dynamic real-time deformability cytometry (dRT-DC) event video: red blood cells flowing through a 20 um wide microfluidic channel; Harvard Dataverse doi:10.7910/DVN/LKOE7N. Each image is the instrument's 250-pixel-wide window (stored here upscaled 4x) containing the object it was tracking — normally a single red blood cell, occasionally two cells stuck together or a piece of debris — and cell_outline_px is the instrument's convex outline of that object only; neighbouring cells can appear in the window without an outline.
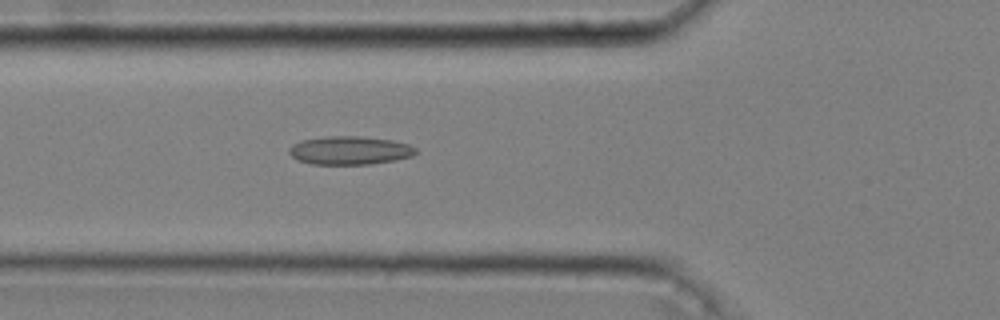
{"species": "common noctule bat (a hibernating species)", "species_latin": "Nyctalus noctula", "temperature_condition": "cold", "stored_images_in_passage": 51, "camera_frame_rate_fps": 3000, "um_per_image_px": 0.085, "animal": {"sex": "male", "body_mass_g": 20.4}, "frame": {"image": 1, "passage_image": 19, "time_ms": 6.0, "image_size_px": [1000, 320], "cell_outline_px": [[416, 152], [412, 156], [396, 160], [368, 164], [312, 164], [296, 160], [288, 152], [288, 148], [292, 144], [300, 140], [328, 136], [360, 136], [392, 140], [408, 144], [416, 148]], "centroid_in_image_um": [29.69, 12.78], "position_along_channel_um": 96.1, "area_um2": 21.04}}
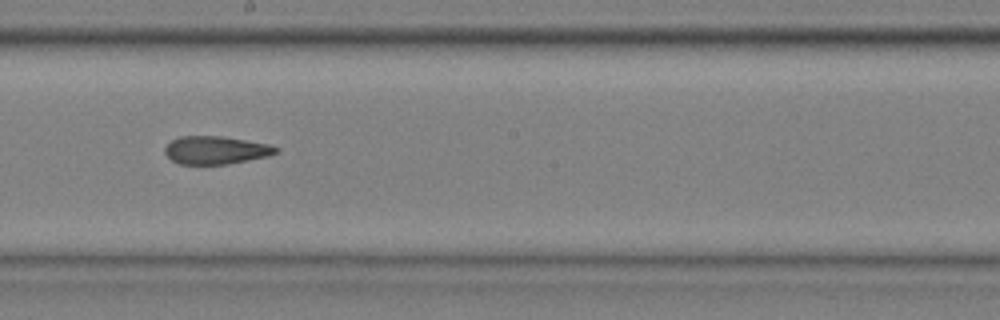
{"frame": {"image": 2, "passage_image": 30, "time_ms": 9.667, "image_size_px": [1000, 320], "cell_outline_px": [[280, 152], [268, 156], [228, 164], [180, 164], [172, 160], [164, 152], [164, 148], [172, 140], [180, 136], [220, 136], [268, 144], [280, 148]], "centroid_in_image_um": [18.36, 12.76], "position_along_channel_um": 229.8, "area_um2": 18.03}}
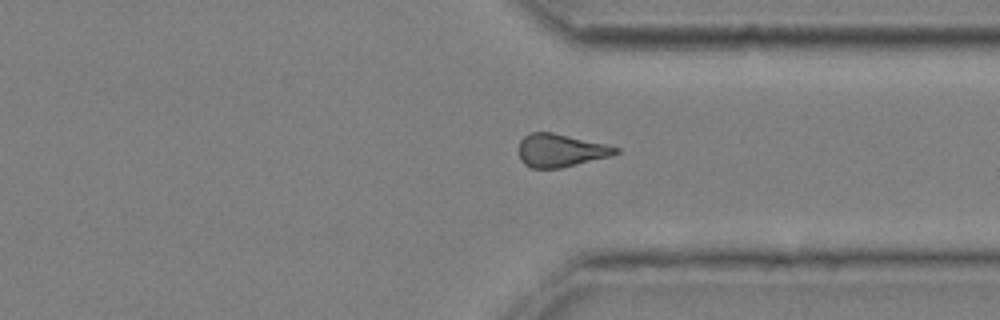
{"frame": {"image": 3, "passage_image": 41, "time_ms": 13.333, "image_size_px": [1000, 320], "cell_outline_px": [[620, 152], [608, 156], [560, 168], [532, 168], [524, 164], [520, 160], [520, 140], [528, 132], [552, 132], [604, 144], [620, 148]], "centroid_in_image_um": [47.61, 12.78], "position_along_channel_um": 363.8, "area_um2": 18.32}, "authors_computed_cell_mechanics": {"area_um2": 19.363, "velocity_mm_per_s": 3.6436, "shape_relaxation_time_tau1_ms": null, "shape_relaxation_time_tau2_ms": 2.6002, "deformation_change_tau1": null, "deformation_change_tau2": 0.1075}}